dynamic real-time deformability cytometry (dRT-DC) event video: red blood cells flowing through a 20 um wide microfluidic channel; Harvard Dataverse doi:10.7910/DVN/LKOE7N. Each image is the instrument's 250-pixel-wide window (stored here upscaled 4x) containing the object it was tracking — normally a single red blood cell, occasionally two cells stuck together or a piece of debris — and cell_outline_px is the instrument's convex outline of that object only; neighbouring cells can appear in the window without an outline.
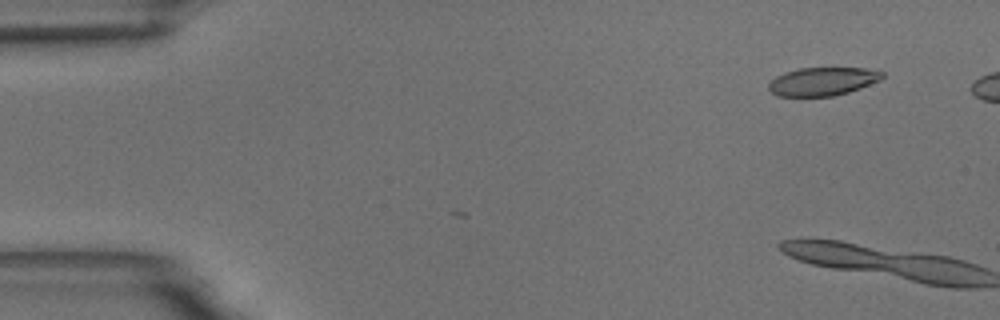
{"species": "common noctule bat (a hibernating species)", "species_latin": "Nyctalus noctula", "temperature_condition": "room temperature", "stored_images_in_passage": 4, "camera_frame_rate_fps": 3000, "um_per_image_px": 0.085, "animal": {"sex": "male", "body_mass_g": 18.8}, "frame": {"image": 1, "passage_image": 1, "time_ms": 0.0, "image_size_px": [1000, 320], "cell_outline_px": [[884, 76], [880, 80], [860, 88], [848, 92], [832, 96], [776, 96], [768, 88], [768, 84], [776, 76], [784, 72], [800, 68], [868, 68], [884, 72]], "centroid_in_image_um": [69.92, 6.91], "position_along_channel_um": 15.1, "area_um2": 18.73}}